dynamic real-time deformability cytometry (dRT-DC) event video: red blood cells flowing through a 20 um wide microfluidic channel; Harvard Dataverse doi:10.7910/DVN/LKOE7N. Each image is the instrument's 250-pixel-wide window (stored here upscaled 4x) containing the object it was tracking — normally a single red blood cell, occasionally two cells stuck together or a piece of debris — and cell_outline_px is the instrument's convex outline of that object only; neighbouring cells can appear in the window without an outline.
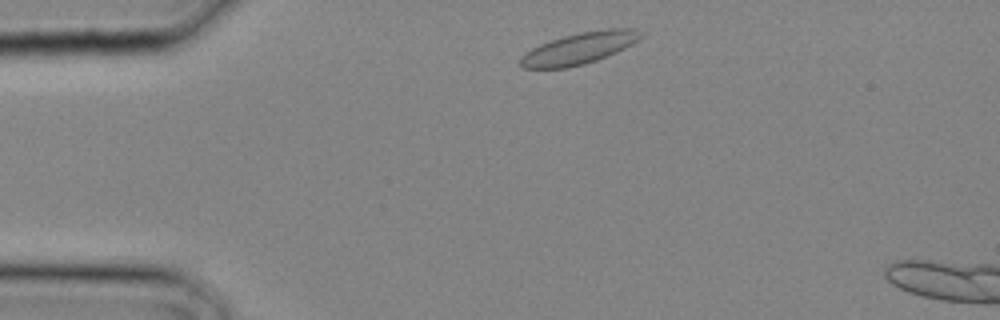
{"species": "common noctule bat (a hibernating species)", "species_latin": "Nyctalus noctula", "temperature_condition": "cold", "stored_images_in_passage": 3, "camera_frame_rate_fps": 3000, "um_per_image_px": 0.085, "animal": {"sex": "male", "body_mass_g": 20.4}, "frame": {"image": 1, "passage_image": 2, "time_ms": 0.333, "image_size_px": [1000, 320], "cell_outline_px": [[644, 32], [640, 40], [616, 52], [596, 60], [584, 64], [564, 68], [524, 68], [520, 64], [520, 56], [524, 52], [540, 44], [564, 36], [580, 32], [608, 28], [636, 28]], "centroid_in_image_um": [49.26, 4.09], "position_along_channel_um": 35.7, "area_um2": 22.14}}